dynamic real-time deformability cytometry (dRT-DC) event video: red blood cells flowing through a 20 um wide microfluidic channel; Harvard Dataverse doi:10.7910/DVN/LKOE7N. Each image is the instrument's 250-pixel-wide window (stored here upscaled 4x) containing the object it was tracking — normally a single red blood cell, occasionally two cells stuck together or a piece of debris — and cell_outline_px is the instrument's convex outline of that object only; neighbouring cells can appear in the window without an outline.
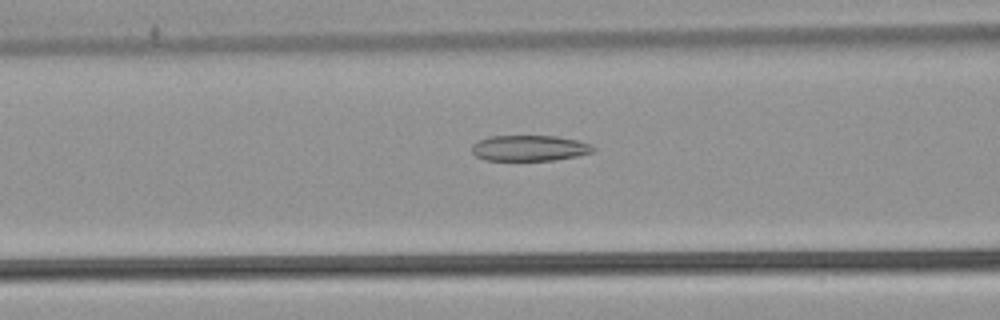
{"species": "common noctule bat (a hibernating species)", "species_latin": "Nyctalus noctula", "temperature_condition": "warm", "stored_images_in_passage": 40, "camera_frame_rate_fps": 3000, "um_per_image_px": 0.085, "animal": {"sex": "male", "body_mass_g": 21.5, "forearm_length_mm": 52.0}, "frame": {"image": 1, "passage_image": 9, "time_ms": 2.667, "image_size_px": [1000, 320], "cell_outline_px": [[596, 148], [592, 152], [576, 156], [552, 160], [484, 160], [476, 156], [472, 152], [472, 144], [488, 136], [556, 136], [580, 140], [592, 144]], "centroid_in_image_um": [45.02, 12.58], "position_along_channel_um": 121.6, "area_um2": 18.26}}
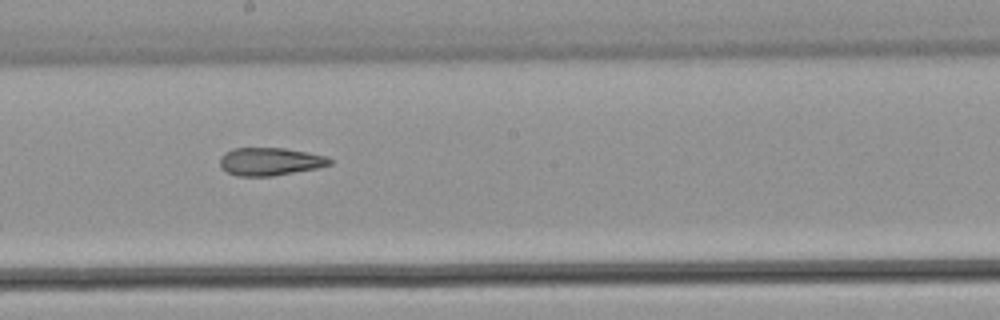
{"frame": {"image": 2, "passage_image": 17, "time_ms": 5.333, "image_size_px": [1000, 320], "cell_outline_px": [[332, 164], [316, 168], [272, 176], [236, 176], [228, 172], [220, 164], [220, 156], [224, 152], [232, 148], [284, 148], [308, 152], [324, 156], [332, 160]], "centroid_in_image_um": [22.93, 13.72], "position_along_channel_um": 225.3, "area_um2": 17.74}}
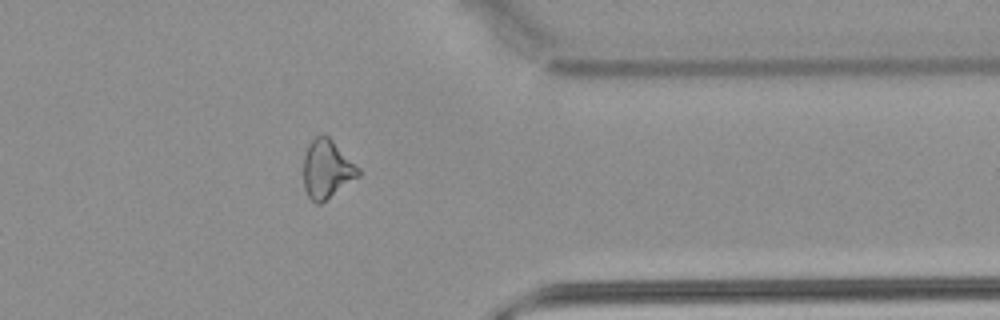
{"frame": {"image": 3, "passage_image": 30, "time_ms": 9.667, "image_size_px": [1000, 320], "cell_outline_px": [[360, 176], [320, 204], [316, 204], [308, 196], [304, 188], [304, 156], [308, 144], [316, 136], [324, 132], [360, 168]], "centroid_in_image_um": [27.79, 14.37], "position_along_channel_um": 383.6, "area_um2": 18.73}, "authors_computed_cell_mechanics": {"area_um2": 18.785, "velocity_mm_per_s": 3.8953, "shape_relaxation_time_tau1_ms": null, "shape_relaxation_time_tau2_ms": 3.1475, "deformation_change_tau1": null, "deformation_change_tau2": 0.1203}}